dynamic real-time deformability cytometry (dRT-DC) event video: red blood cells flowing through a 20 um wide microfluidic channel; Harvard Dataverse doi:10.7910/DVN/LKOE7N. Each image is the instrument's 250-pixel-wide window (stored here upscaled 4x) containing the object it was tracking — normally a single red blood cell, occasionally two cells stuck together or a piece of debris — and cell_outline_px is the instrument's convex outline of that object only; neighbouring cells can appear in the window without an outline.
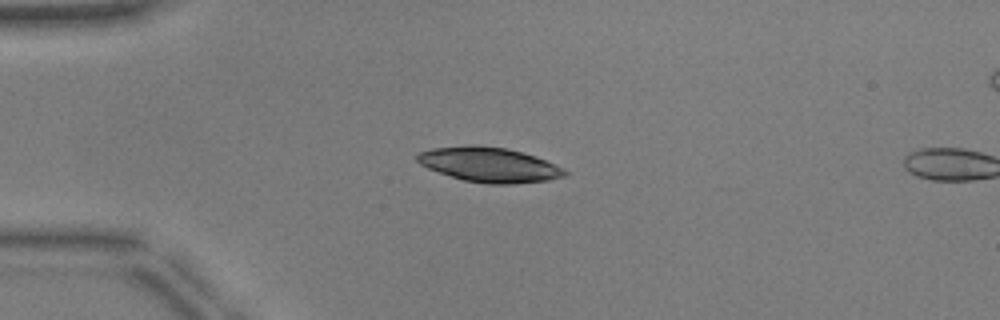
{"species": "common noctule bat (a hibernating species)", "species_latin": "Nyctalus noctula", "temperature_condition": "warm", "stored_images_in_passage": 2, "camera_frame_rate_fps": 3000, "um_per_image_px": 0.085, "animal": {"sex": "male", "body_mass_g": 17.9, "forearm_length_mm": 54.2}, "frame": {"image": 1, "passage_image": 1, "time_ms": 0.0, "image_size_px": [1000, 320], "cell_outline_px": [[568, 176], [548, 180], [512, 184], [488, 184], [464, 180], [428, 168], [420, 164], [416, 160], [416, 156], [420, 152], [432, 148], [468, 144], [476, 144], [504, 148], [536, 156], [564, 168], [568, 172]], "centroid_in_image_um": [41.6, 13.99], "position_along_channel_um": 43.4, "area_um2": 29.94}}